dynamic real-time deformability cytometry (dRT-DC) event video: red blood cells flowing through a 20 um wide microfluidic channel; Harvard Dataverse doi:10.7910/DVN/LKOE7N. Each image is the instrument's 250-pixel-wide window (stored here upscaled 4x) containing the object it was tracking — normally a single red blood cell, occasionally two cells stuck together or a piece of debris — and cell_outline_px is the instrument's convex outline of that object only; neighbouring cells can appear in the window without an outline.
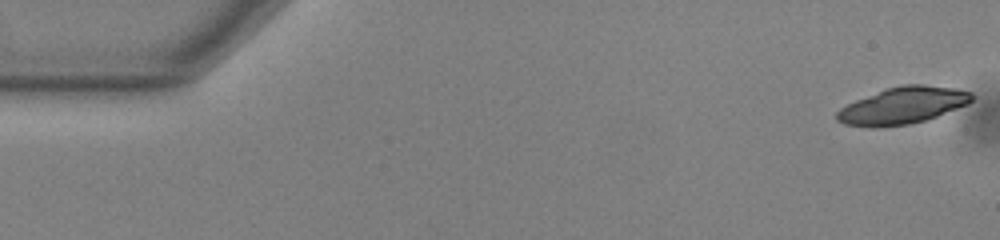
{"species": "common noctule bat (a hibernating species)", "species_latin": "Nyctalus noctula", "temperature_condition": "warm", "stored_images_in_passage": 20, "camera_frame_rate_fps": 3000, "um_per_image_px": 0.085, "animal": {"sex": "male", "body_mass_g": 13.0, "forearm_length_mm": 53.1}, "frame": {"image": 1, "passage_image": 1, "time_ms": 0.0, "image_size_px": [1000, 240], "cell_outline_px": [[976, 96], [968, 104], [928, 120], [908, 124], [876, 128], [872, 128], [844, 124], [836, 120], [836, 112], [840, 108], [856, 100], [888, 88], [904, 84], [924, 84], [956, 88], [972, 92]], "centroid_in_image_um": [76.77, 8.98], "position_along_channel_um": 8.2, "area_um2": 29.13}}
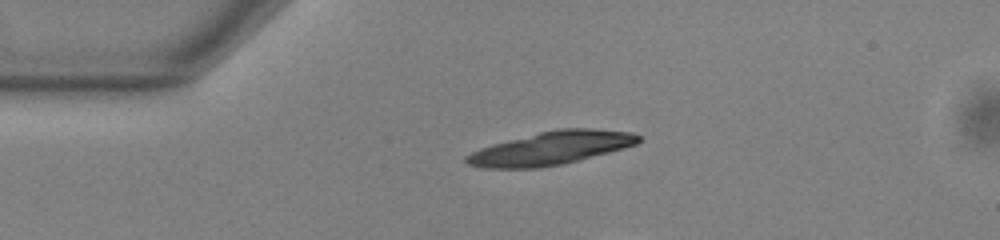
{"frame": {"image": 2, "passage_image": 12, "time_ms": 3.667, "image_size_px": [1000, 240], "cell_outline_px": [[640, 140], [636, 144], [624, 148], [564, 164], [540, 168], [484, 168], [468, 164], [464, 160], [464, 156], [480, 148], [492, 144], [540, 132], [560, 128], [592, 128], [632, 132], [640, 136]], "centroid_in_image_um": [46.83, 12.6], "position_along_channel_um": 38.2, "area_um2": 33.23}}